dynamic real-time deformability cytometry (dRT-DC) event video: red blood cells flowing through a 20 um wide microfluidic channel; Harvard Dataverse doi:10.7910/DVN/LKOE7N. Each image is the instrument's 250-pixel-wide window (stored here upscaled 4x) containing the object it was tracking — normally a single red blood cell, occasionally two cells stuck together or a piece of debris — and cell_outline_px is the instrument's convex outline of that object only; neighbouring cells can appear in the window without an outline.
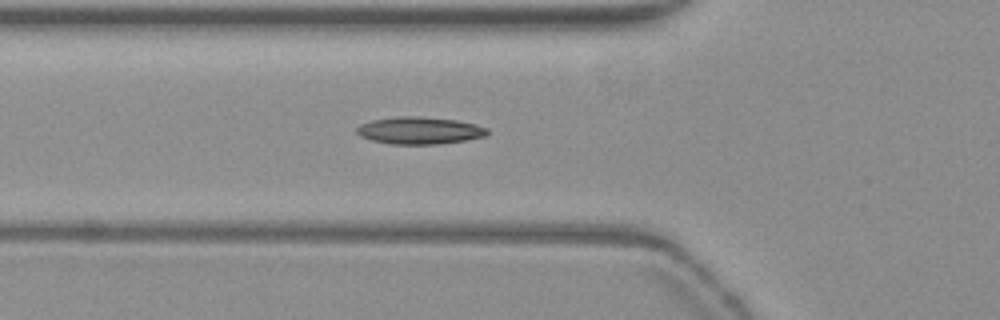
{"species": "common noctule bat (a hibernating species)", "species_latin": "Nyctalus noctula", "temperature_condition": "warm", "stored_images_in_passage": 31, "camera_frame_rate_fps": 3000, "um_per_image_px": 0.085, "animal": {"sex": "female", "body_mass_g": 19.3, "forearm_length_mm": 54.1}, "frame": {"image": 1, "passage_image": 2, "time_ms": 0.333, "image_size_px": [1000, 320], "cell_outline_px": [[488, 136], [464, 140], [436, 144], [388, 144], [372, 140], [360, 136], [356, 132], [356, 128], [360, 124], [372, 120], [396, 116], [416, 116], [456, 120], [476, 124], [488, 128]], "centroid_in_image_um": [35.65, 11.09], "position_along_channel_um": 90.1, "area_um2": 20.75}}
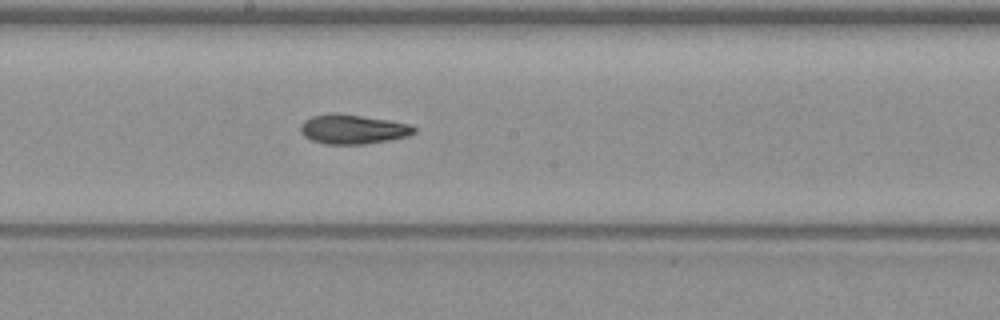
{"frame": {"image": 2, "passage_image": 12, "time_ms": 3.667, "image_size_px": [1000, 320], "cell_outline_px": [[416, 132], [408, 136], [388, 140], [364, 144], [324, 144], [312, 140], [304, 136], [300, 132], [300, 124], [304, 120], [312, 116], [360, 116], [388, 120], [412, 124], [416, 128]], "centroid_in_image_um": [30.03, 11.03], "position_along_channel_um": 218.2, "area_um2": 18.84}}
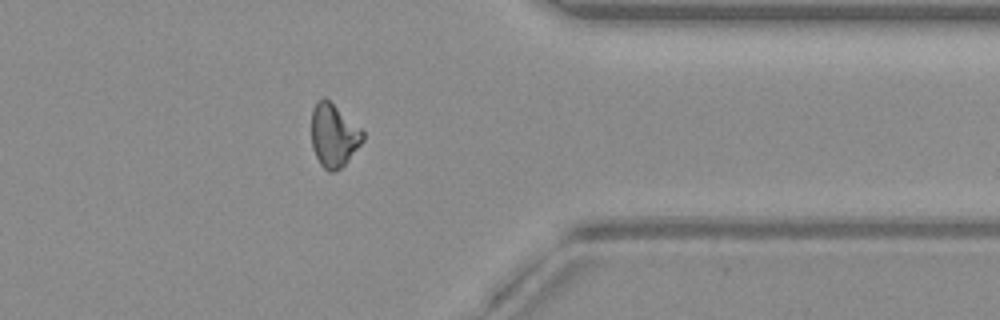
{"frame": {"image": 3, "passage_image": 26, "time_ms": 8.333, "image_size_px": [1000, 320], "cell_outline_px": [[364, 140], [344, 164], [340, 168], [332, 172], [328, 172], [320, 164], [312, 148], [312, 108], [316, 100], [324, 96], [360, 128], [364, 132]], "centroid_in_image_um": [28.34, 11.5], "position_along_channel_um": 383.1, "area_um2": 18.73}}